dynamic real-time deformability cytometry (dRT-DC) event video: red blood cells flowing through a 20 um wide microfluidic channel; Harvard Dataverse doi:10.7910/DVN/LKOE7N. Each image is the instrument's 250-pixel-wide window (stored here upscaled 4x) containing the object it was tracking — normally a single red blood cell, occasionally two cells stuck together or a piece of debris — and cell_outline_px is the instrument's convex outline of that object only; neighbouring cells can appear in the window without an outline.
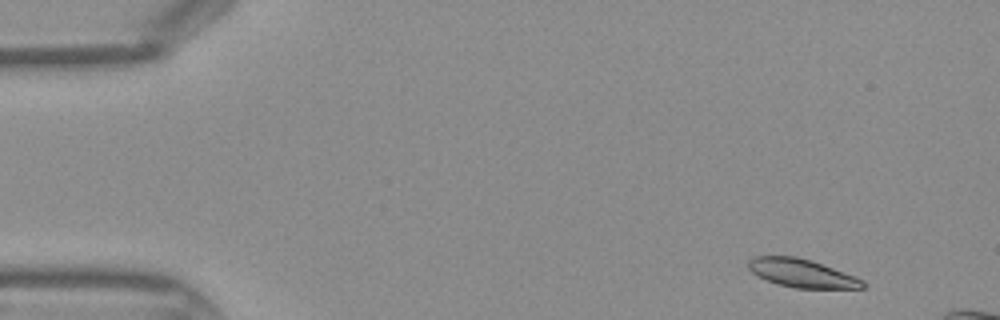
{"species": "Egyptian fruit bat (a non-hibernating species)", "species_latin": "Rousettus aegyptiacus", "temperature_condition": "warm", "stored_images_in_passage": 10, "camera_frame_rate_fps": 3000, "um_per_image_px": 0.085, "frame": {"image": 1, "passage_image": 2, "time_ms": 0.333, "image_size_px": [1000, 320], "cell_outline_px": [[868, 284], [864, 288], [796, 288], [776, 284], [752, 272], [748, 268], [748, 260], [752, 256], [796, 256], [856, 276], [864, 280]], "centroid_in_image_um": [68.17, 23.22], "position_along_channel_um": 16.8, "area_um2": 18.73}}